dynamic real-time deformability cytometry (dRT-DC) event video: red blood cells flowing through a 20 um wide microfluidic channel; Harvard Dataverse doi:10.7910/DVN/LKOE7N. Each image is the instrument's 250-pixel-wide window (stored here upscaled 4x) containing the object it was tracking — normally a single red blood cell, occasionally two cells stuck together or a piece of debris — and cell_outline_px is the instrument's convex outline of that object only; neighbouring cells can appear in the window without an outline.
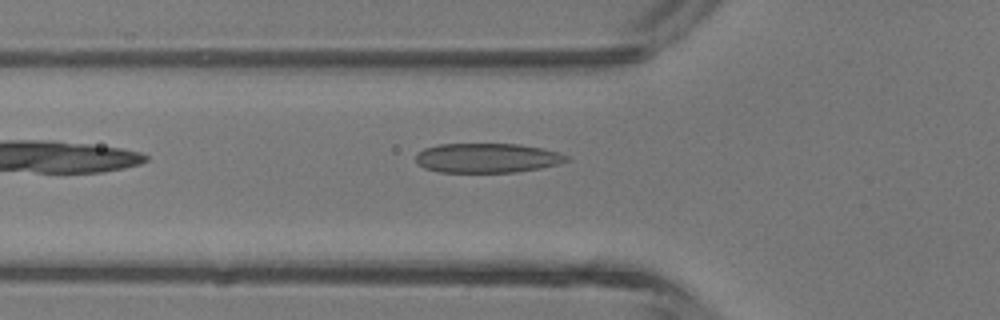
{"species": "common noctule bat (a hibernating species)", "species_latin": "Nyctalus noctula", "temperature_condition": "room temperature", "stored_images_in_passage": 5, "camera_frame_rate_fps": 3000, "um_per_image_px": 0.085, "animal": {"sex": "male", "body_mass_g": 13.3}, "frame": {"image": 1, "passage_image": 4, "time_ms": 3.667, "image_size_px": [1000, 320], "cell_outline_px": [[572, 160], [560, 164], [540, 168], [516, 172], [440, 172], [424, 168], [416, 164], [416, 152], [424, 148], [440, 144], [520, 144], [544, 148], [560, 152], [568, 156]], "centroid_in_image_um": [41.44, 13.42], "position_along_channel_um": 84.4, "area_um2": 26.3}}